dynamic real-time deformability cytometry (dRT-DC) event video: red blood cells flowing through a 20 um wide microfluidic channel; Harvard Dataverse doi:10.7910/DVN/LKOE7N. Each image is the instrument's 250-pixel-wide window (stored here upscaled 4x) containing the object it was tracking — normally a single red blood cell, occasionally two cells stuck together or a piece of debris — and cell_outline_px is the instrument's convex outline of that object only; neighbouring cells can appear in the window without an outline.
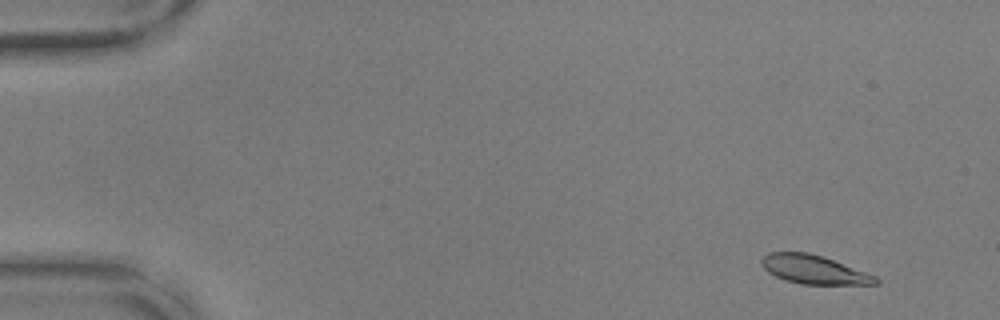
{"species": "common noctule bat (a hibernating species)", "species_latin": "Nyctalus noctula", "temperature_condition": "warm", "stored_images_in_passage": 6, "camera_frame_rate_fps": 3000, "um_per_image_px": 0.085, "animal": {"sex": "male", "body_mass_g": 17.9, "forearm_length_mm": 54.2}, "frame": {"image": 1, "passage_image": 2, "time_ms": 0.333, "image_size_px": [1000, 320], "cell_outline_px": [[880, 284], [800, 284], [784, 280], [768, 272], [760, 264], [760, 260], [768, 252], [808, 252], [824, 256], [876, 276], [880, 280]], "centroid_in_image_um": [69.17, 22.91], "position_along_channel_um": 15.8, "area_um2": 19.19}}